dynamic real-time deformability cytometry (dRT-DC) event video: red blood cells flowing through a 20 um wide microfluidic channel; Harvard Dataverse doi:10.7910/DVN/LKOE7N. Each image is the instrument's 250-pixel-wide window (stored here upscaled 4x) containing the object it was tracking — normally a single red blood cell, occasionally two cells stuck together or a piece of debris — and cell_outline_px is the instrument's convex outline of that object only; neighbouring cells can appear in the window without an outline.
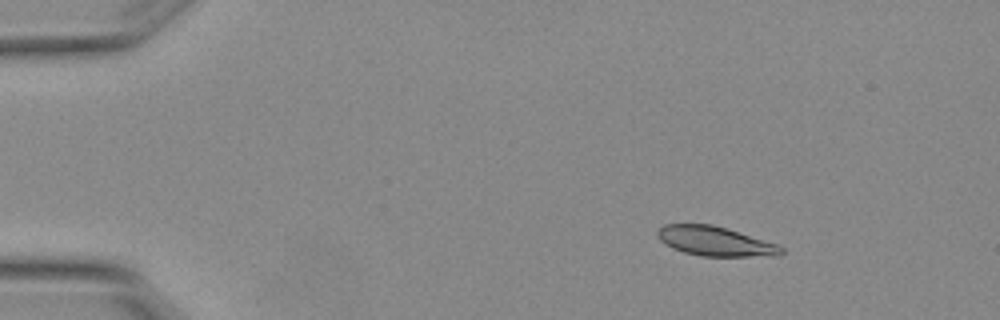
{"species": "Egyptian fruit bat (a non-hibernating species)", "species_latin": "Rousettus aegyptiacus", "temperature_condition": "warm", "stored_images_in_passage": 6, "camera_frame_rate_fps": 3000, "um_per_image_px": 0.085, "animal": {"sex": "female"}, "frame": {"image": 1, "passage_image": 2, "time_ms": 0.333, "image_size_px": [1000, 320], "cell_outline_px": [[784, 252], [780, 256], [700, 256], [684, 252], [672, 248], [664, 244], [656, 236], [656, 232], [664, 224], [712, 224], [728, 228], [780, 244], [784, 248]], "centroid_in_image_um": [60.83, 20.5], "position_along_channel_um": 24.2, "area_um2": 21.68}}
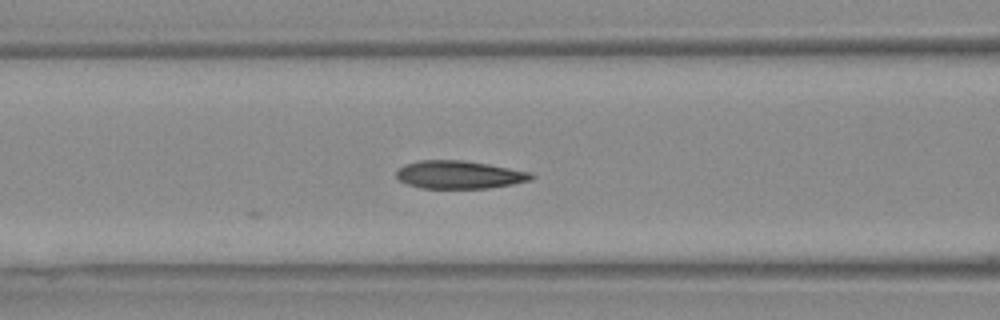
{"frame": {"image": 2, "passage_image": 6, "time_ms": 1.667, "image_size_px": [1000, 320], "cell_outline_px": [[536, 176], [532, 180], [512, 184], [488, 188], [420, 188], [408, 184], [400, 180], [396, 176], [396, 172], [404, 164], [420, 160], [464, 160], [488, 164], [528, 172]], "centroid_in_image_um": [39.02, 14.85], "position_along_channel_um": 127.6, "area_um2": 21.85}}